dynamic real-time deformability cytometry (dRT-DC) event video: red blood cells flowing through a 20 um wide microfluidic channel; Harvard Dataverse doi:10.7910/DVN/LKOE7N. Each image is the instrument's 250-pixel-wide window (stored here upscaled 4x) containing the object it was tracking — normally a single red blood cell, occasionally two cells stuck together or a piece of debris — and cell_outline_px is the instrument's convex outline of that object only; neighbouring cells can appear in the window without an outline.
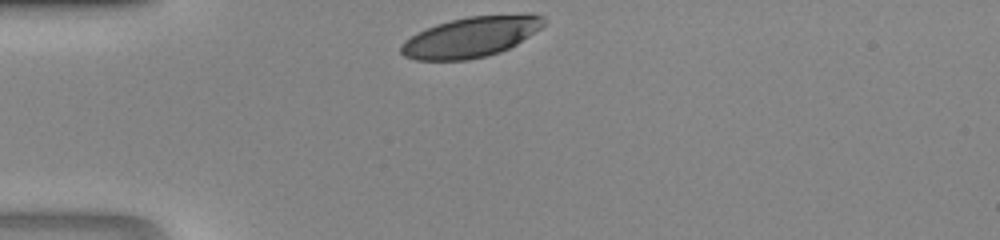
{"species": "human", "species_latin": "Homo sapiens", "temperature_condition": "room temperature", "stored_images_in_passage": 25, "camera_frame_rate_fps": 3000, "um_per_image_px": 0.085, "donor": {"sex": "male"}, "frame": {"image": 1, "passage_image": 1, "time_ms": 0.0, "image_size_px": [1000, 240], "cell_outline_px": [[544, 24], [540, 28], [516, 44], [500, 52], [468, 60], [416, 60], [404, 56], [400, 52], [400, 48], [404, 40], [416, 32], [436, 24], [468, 16], [524, 12], [528, 12], [544, 16]], "centroid_in_image_um": [40.04, 3.11], "position_along_channel_um": 45.0, "area_um2": 33.93}}
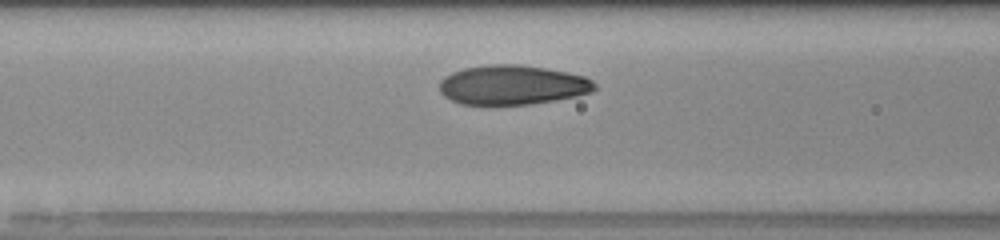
{"frame": {"image": 2, "passage_image": 8, "time_ms": 2.333, "image_size_px": [1000, 240], "cell_outline_px": [[596, 88], [592, 92], [576, 96], [556, 100], [532, 104], [488, 108], [460, 104], [444, 96], [440, 92], [440, 80], [444, 76], [452, 72], [464, 68], [492, 64], [520, 64], [568, 72], [584, 76], [592, 80], [596, 84]], "centroid_in_image_um": [43.52, 7.26], "position_along_channel_um": 123.1, "area_um2": 36.82}}
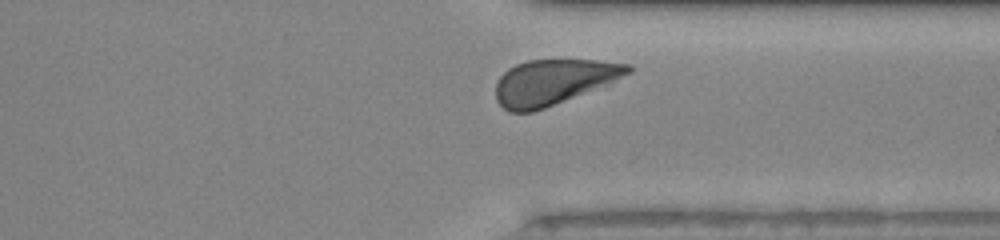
{"frame": {"image": 3, "passage_image": 24, "time_ms": 7.667, "image_size_px": [1000, 240], "cell_outline_px": [[632, 72], [544, 108], [532, 112], [508, 112], [496, 100], [496, 84], [500, 76], [508, 68], [516, 64], [528, 60], [596, 60], [632, 64]], "centroid_in_image_um": [46.97, 6.95], "position_along_channel_um": 364.4, "area_um2": 34.1}}